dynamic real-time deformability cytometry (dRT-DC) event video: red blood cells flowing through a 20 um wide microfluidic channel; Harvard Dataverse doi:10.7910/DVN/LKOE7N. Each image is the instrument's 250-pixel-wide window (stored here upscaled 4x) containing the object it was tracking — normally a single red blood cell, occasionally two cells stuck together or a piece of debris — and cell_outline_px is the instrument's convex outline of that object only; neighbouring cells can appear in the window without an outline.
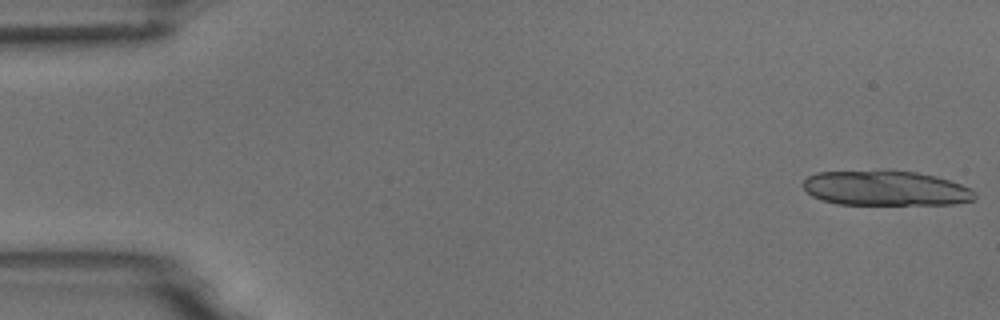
{"species": "common noctule bat (a hibernating species)", "species_latin": "Nyctalus noctula", "temperature_condition": "room temperature", "stored_images_in_passage": 5, "camera_frame_rate_fps": 3000, "um_per_image_px": 0.085, "animal": {"sex": "male", "body_mass_g": 18.8}, "frame": {"image": 1, "passage_image": 1, "time_ms": 0.0, "image_size_px": [1000, 320], "cell_outline_px": [[976, 200], [956, 204], [836, 204], [820, 200], [812, 196], [804, 188], [804, 180], [808, 176], [816, 172], [916, 172], [936, 176], [972, 188], [976, 192]], "centroid_in_image_um": [75.32, 16.03], "position_along_channel_um": 9.7, "area_um2": 34.51}}